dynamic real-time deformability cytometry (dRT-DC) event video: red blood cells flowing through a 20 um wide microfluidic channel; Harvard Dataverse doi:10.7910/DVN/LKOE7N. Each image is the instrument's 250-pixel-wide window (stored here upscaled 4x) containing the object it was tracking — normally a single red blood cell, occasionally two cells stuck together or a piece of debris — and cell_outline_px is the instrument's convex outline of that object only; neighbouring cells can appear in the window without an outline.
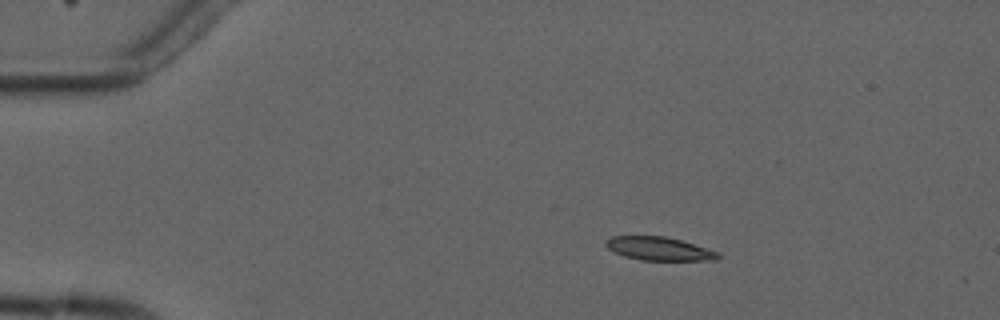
{"species": "common noctule bat (a hibernating species)", "species_latin": "Nyctalus noctula", "temperature_condition": "cold", "stored_images_in_passage": 5, "camera_frame_rate_fps": 3000, "um_per_image_px": 0.085, "animal": {"sex": "male", "forearm_length_mm": 52.5}, "frame": {"image": 1, "passage_image": 3, "time_ms": 2.333, "image_size_px": [1000, 320], "cell_outline_px": [[720, 256], [716, 260], [640, 260], [624, 256], [608, 248], [604, 244], [612, 236], [664, 236], [680, 240], [720, 252]], "centroid_in_image_um": [56.04, 21.14], "position_along_channel_um": 29.0, "area_um2": 15.14}}